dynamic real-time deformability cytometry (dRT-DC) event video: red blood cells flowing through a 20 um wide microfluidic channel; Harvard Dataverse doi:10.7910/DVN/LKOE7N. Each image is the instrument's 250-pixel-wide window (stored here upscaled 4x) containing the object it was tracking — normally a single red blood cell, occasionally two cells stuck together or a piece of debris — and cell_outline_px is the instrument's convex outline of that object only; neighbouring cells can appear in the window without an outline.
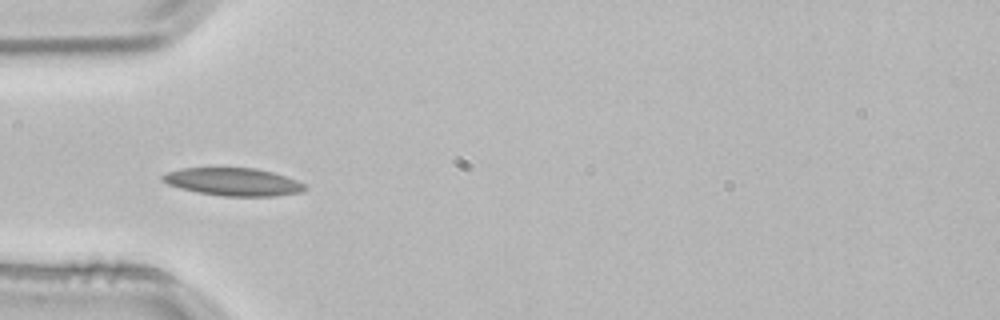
{"species": "common noctule bat (a hibernating species)", "species_latin": "Nyctalus noctula", "temperature_condition": "room temperature", "stored_images_in_passage": 3, "camera_frame_rate_fps": 3000, "um_per_image_px": 0.085, "animal": {"sex": "male", "body_mass_g": 21.5, "forearm_length_mm": 52.0}, "frame": {"image": 1, "passage_image": 3, "time_ms": 0.667, "image_size_px": [1000, 320], "cell_outline_px": [[308, 188], [300, 192], [272, 196], [224, 196], [196, 192], [180, 188], [168, 184], [160, 180], [160, 176], [168, 172], [180, 168], [256, 168], [272, 172], [296, 180], [304, 184]], "centroid_in_image_um": [19.78, 15.45], "position_along_channel_um": 65.2, "area_um2": 22.95}}